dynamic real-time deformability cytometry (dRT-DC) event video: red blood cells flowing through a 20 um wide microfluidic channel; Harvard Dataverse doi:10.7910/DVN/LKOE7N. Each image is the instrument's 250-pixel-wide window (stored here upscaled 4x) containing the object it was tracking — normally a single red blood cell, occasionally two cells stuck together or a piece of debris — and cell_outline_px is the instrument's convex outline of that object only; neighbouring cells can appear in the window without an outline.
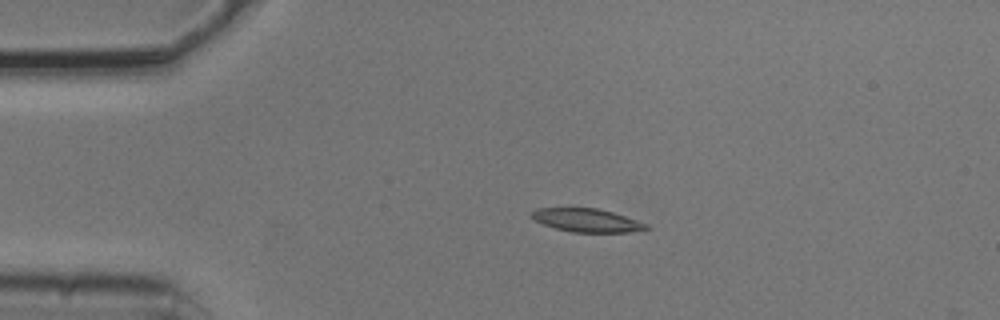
{"species": "common noctule bat (a hibernating species)", "species_latin": "Nyctalus noctula", "temperature_condition": "cold", "stored_images_in_passage": 5, "camera_frame_rate_fps": 3000, "um_per_image_px": 0.085, "animal": {"sex": "male", "body_mass_g": 20.5, "forearm_length_mm": 52.5}, "frame": {"image": 1, "passage_image": 4, "time_ms": 1.0, "image_size_px": [1000, 320], "cell_outline_px": [[652, 228], [628, 232], [572, 232], [556, 228], [544, 224], [528, 216], [536, 208], [596, 208], [612, 212], [648, 224]], "centroid_in_image_um": [49.88, 18.72], "position_along_channel_um": 35.1, "area_um2": 15.43}}